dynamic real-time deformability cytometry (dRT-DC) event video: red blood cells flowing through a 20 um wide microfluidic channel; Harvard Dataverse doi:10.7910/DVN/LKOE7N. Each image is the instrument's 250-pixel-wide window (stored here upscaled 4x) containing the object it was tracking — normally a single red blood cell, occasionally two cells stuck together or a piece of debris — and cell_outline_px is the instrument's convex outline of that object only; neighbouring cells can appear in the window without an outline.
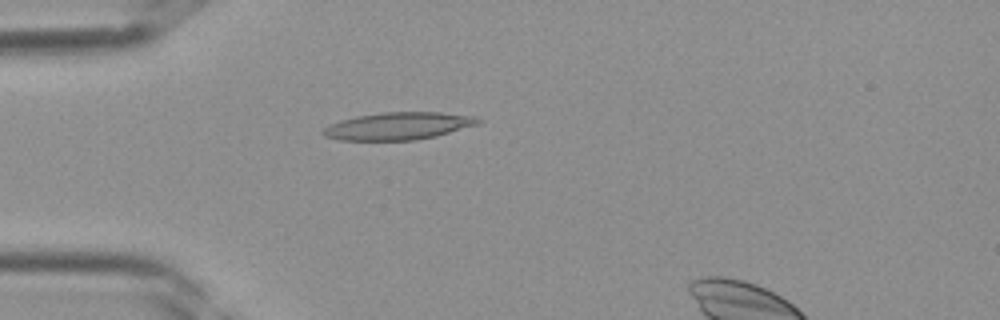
{"species": "Egyptian fruit bat (a non-hibernating species)", "species_latin": "Rousettus aegyptiacus", "temperature_condition": "room temperature", "stored_images_in_passage": 27, "camera_frame_rate_fps": 3000, "um_per_image_px": 0.085, "frame": {"image": 1, "passage_image": 3, "time_ms": 0.667, "image_size_px": [1000, 320], "cell_outline_px": [[484, 120], [476, 124], [436, 136], [416, 140], [340, 140], [324, 136], [320, 132], [324, 128], [340, 120], [356, 116], [384, 112], [440, 112], [476, 116]], "centroid_in_image_um": [33.85, 10.7], "position_along_channel_um": 51.1, "area_um2": 24.68}}
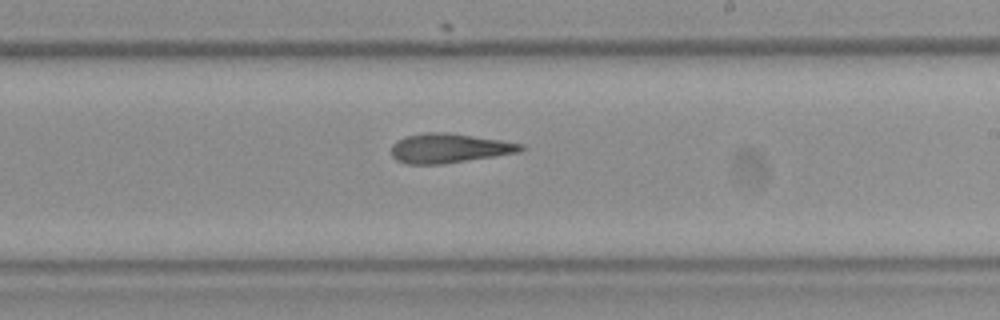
{"frame": {"image": 2, "passage_image": 15, "time_ms": 4.667, "image_size_px": [1000, 320], "cell_outline_px": [[528, 148], [520, 152], [444, 164], [404, 164], [396, 160], [392, 156], [392, 144], [404, 136], [424, 132], [448, 132], [500, 140], [524, 144]], "centroid_in_image_um": [38.18, 12.6], "position_along_channel_um": 250.8, "area_um2": 22.43}}
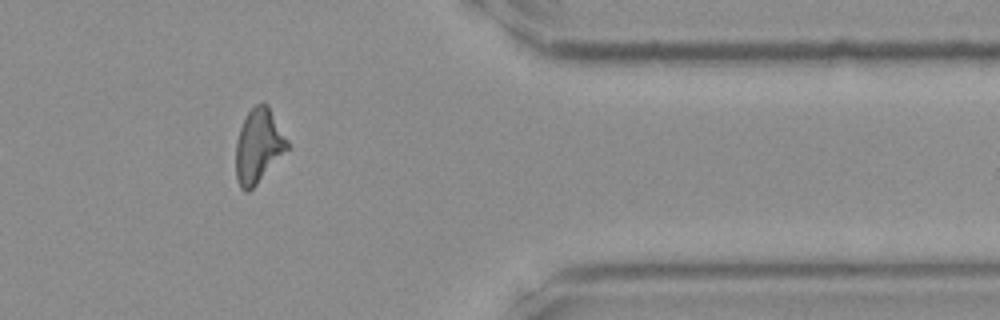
{"frame": {"image": 3, "passage_image": 24, "time_ms": 7.667, "image_size_px": [1000, 320], "cell_outline_px": [[288, 148], [256, 184], [248, 192], [244, 192], [240, 188], [236, 180], [236, 140], [240, 128], [248, 112], [256, 104], [268, 104], [288, 140]], "centroid_in_image_um": [21.95, 12.41], "position_along_channel_um": 389.5, "area_um2": 21.91}}